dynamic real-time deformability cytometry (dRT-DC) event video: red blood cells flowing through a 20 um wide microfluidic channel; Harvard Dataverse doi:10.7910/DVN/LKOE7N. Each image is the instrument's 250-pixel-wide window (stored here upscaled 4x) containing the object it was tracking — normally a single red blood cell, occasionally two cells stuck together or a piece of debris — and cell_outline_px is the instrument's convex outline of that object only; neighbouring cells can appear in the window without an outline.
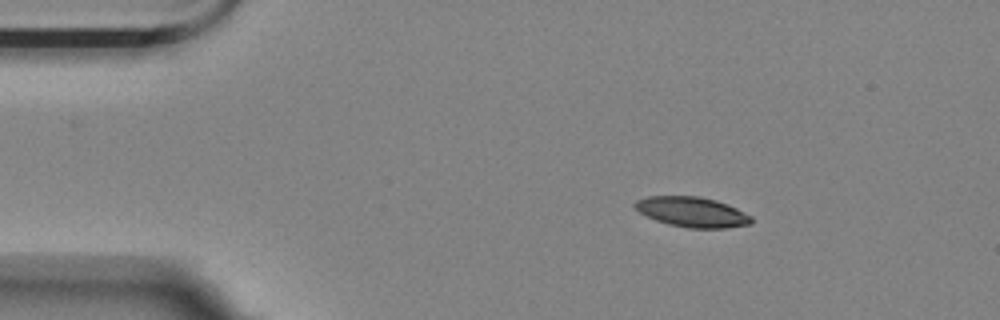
{"species": "Egyptian fruit bat (a non-hibernating species)", "species_latin": "Rousettus aegyptiacus", "temperature_condition": "room temperature", "stored_images_in_passage": 3, "camera_frame_rate_fps": 3000, "um_per_image_px": 0.085, "animal": {"sex": "female"}, "frame": {"image": 1, "passage_image": 1, "time_ms": 0.0, "image_size_px": [1000, 320], "cell_outline_px": [[752, 224], [728, 228], [688, 228], [668, 224], [656, 220], [640, 212], [632, 204], [636, 200], [648, 196], [700, 196], [716, 200], [728, 204], [752, 216]], "centroid_in_image_um": [58.85, 18.02], "position_along_channel_um": 26.1, "area_um2": 20.52}}